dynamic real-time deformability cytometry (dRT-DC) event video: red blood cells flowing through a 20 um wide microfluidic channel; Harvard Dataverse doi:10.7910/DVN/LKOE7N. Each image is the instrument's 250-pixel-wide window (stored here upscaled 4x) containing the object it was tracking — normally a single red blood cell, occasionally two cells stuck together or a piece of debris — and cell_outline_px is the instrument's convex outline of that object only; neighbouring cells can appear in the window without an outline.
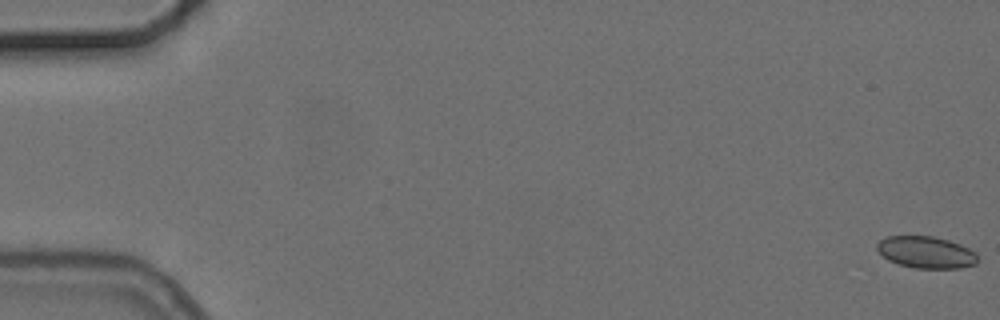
{"species": "common noctule bat (a hibernating species)", "species_latin": "Nyctalus noctula", "temperature_condition": "cold", "stored_images_in_passage": 6, "segment_of_instrument_passage": [1, 2], "camera_frame_rate_fps": 3000, "um_per_image_px": 0.085, "animal": {"sex": "female", "body_mass_g": 24.6, "forearm_length_mm": 56.2}, "frame": {"image": 1, "passage_image": 1, "time_ms": 0.0, "image_size_px": [1000, 320], "cell_outline_px": [[976, 264], [960, 268], [916, 268], [900, 264], [888, 260], [876, 248], [876, 244], [880, 240], [888, 236], [932, 236], [948, 240], [960, 244], [976, 252]], "centroid_in_image_um": [78.71, 21.44], "position_along_channel_um": 6.3, "area_um2": 18.5}}
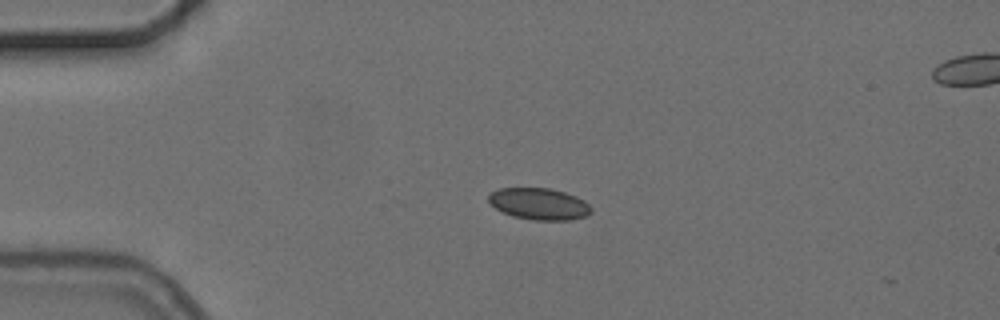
{"frame": {"image": 2, "passage_image": 4, "time_ms": 4.333, "image_size_px": [1000, 320], "cell_outline_px": [[592, 212], [584, 216], [568, 220], [536, 220], [512, 216], [496, 208], [488, 200], [488, 196], [492, 192], [500, 188], [548, 188], [564, 192], [576, 196], [584, 200], [592, 208]], "centroid_in_image_um": [45.84, 17.32], "position_along_channel_um": 39.2, "area_um2": 18.73}}